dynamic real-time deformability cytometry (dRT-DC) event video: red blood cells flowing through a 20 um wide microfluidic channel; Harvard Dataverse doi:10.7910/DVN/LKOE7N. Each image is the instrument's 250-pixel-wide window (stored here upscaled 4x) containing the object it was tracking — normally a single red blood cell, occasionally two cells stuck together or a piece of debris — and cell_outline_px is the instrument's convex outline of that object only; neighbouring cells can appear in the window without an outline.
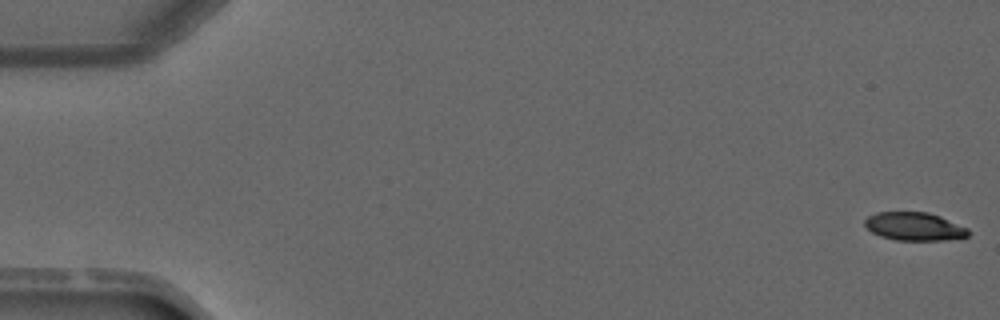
{"species": "common noctule bat (a hibernating species)", "species_latin": "Nyctalus noctula", "temperature_condition": "warm", "stored_images_in_passage": 5, "camera_frame_rate_fps": 3000, "um_per_image_px": 0.085, "animal": {"sex": "male", "forearm_length_mm": 52.5}, "frame": {"image": 1, "passage_image": 1, "time_ms": 0.0, "image_size_px": [1000, 320], "cell_outline_px": [[968, 236], [948, 240], [896, 240], [880, 236], [872, 232], [864, 224], [864, 220], [868, 216], [876, 212], [928, 212], [940, 216], [968, 228]], "centroid_in_image_um": [77.71, 19.24], "position_along_channel_um": 7.3, "area_um2": 16.99}}
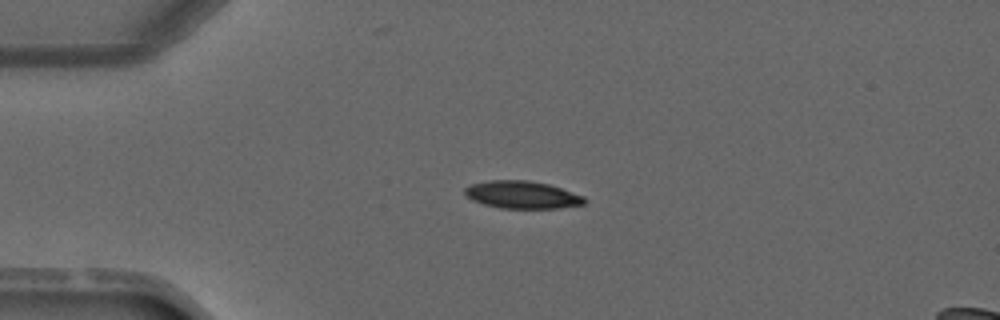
{"frame": {"image": 2, "passage_image": 4, "time_ms": 3.333, "image_size_px": [1000, 320], "cell_outline_px": [[584, 204], [560, 208], [500, 208], [484, 204], [472, 200], [464, 192], [464, 188], [472, 184], [488, 180], [528, 180], [548, 184], [584, 196]], "centroid_in_image_um": [44.36, 16.55], "position_along_channel_um": 40.6, "area_um2": 19.02}}
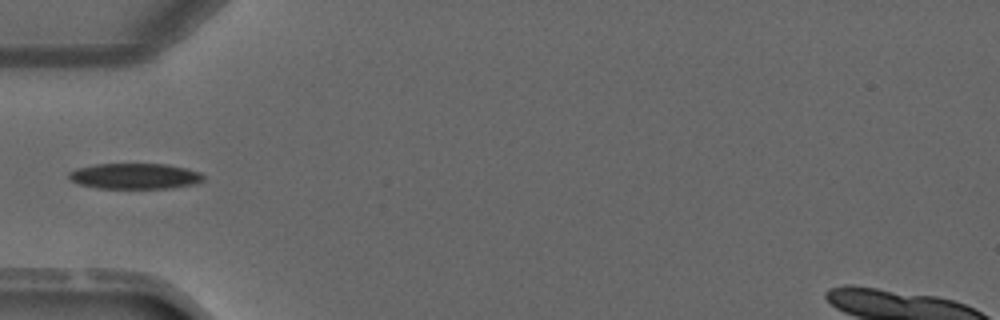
{"frame": {"image": 3, "passage_image": 5, "time_ms": 4.667, "image_size_px": [1000, 320], "cell_outline_px": [[204, 180], [196, 184], [172, 188], [96, 188], [80, 184], [72, 180], [68, 176], [68, 172], [76, 168], [96, 164], [164, 164], [184, 168], [200, 172], [204, 176]], "centroid_in_image_um": [11.47, 14.97], "position_along_channel_um": 73.5, "area_um2": 20.11}}